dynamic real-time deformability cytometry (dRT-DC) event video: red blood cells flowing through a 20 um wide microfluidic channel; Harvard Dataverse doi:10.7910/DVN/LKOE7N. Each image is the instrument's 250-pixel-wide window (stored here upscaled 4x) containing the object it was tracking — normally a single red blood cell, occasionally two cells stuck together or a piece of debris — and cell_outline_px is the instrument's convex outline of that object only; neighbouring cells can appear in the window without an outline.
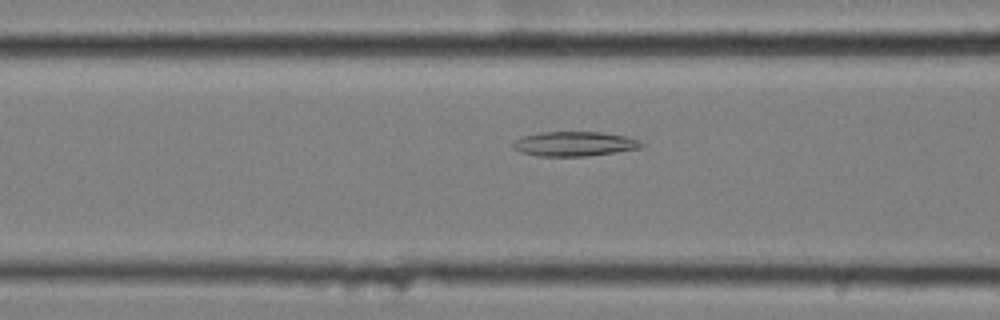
{"species": "common noctule bat (a hibernating species)", "species_latin": "Nyctalus noctula", "temperature_condition": "cold", "stored_images_in_passage": 29, "camera_frame_rate_fps": 3000, "um_per_image_px": 0.085, "animal": {"sex": "female", "body_mass_g": 25.1}, "frame": {"image": 1, "passage_image": 13, "time_ms": 4.0, "image_size_px": [1000, 320], "cell_outline_px": [[648, 144], [640, 148], [584, 156], [536, 156], [520, 152], [512, 148], [512, 144], [516, 140], [524, 136], [540, 132], [600, 132], [624, 136]], "centroid_in_image_um": [48.79, 12.23], "position_along_channel_um": 117.8, "area_um2": 18.21}}
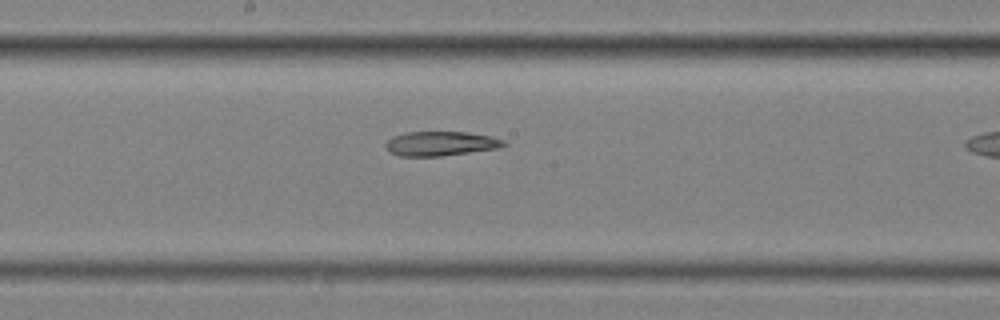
{"frame": {"image": 2, "passage_image": 21, "time_ms": 6.667, "image_size_px": [1000, 320], "cell_outline_px": [[508, 144], [500, 148], [440, 156], [400, 156], [392, 152], [384, 144], [392, 136], [404, 132], [468, 132], [492, 136], [504, 140]], "centroid_in_image_um": [37.5, 12.19], "position_along_channel_um": 210.7, "area_um2": 16.82}}
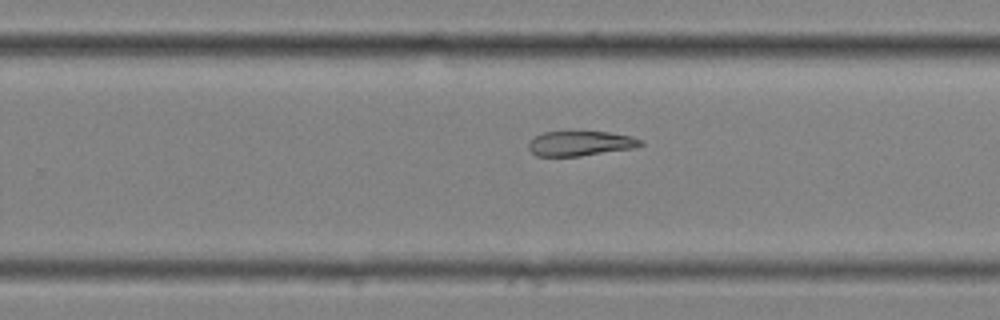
{"frame": {"image": 3, "passage_image": 27, "time_ms": 8.667, "image_size_px": [1000, 320], "cell_outline_px": [[644, 144], [636, 148], [580, 156], [536, 156], [528, 148], [528, 144], [536, 136], [544, 132], [608, 132], [632, 136], [644, 140]], "centroid_in_image_um": [49.4, 12.2], "position_along_channel_um": 280.4, "area_um2": 16.24}}